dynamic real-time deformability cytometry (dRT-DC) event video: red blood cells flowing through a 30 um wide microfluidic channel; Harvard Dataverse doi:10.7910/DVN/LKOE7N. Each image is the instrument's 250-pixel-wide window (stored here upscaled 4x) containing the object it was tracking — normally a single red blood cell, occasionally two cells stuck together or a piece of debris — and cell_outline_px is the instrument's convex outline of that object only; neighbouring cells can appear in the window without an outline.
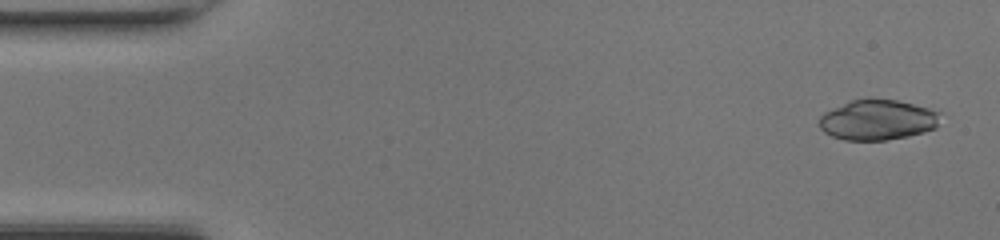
{"species": "common noctule bat (a hibernating species)", "species_latin": "Nyctalus noctula", "temperature_condition": "room temperature", "stored_images_in_passage": 41, "camera_frame_rate_fps": 3000, "um_per_image_px": 0.085, "animal": {"sex": "female", "body_mass_g": 17.0, "forearm_length_mm": 48.0}, "frame": {"image": 1, "passage_image": 2, "time_ms": 0.333, "image_size_px": [1000, 240], "cell_outline_px": [[940, 112], [936, 128], [924, 132], [908, 136], [884, 140], [844, 140], [832, 136], [824, 132], [816, 124], [816, 120], [824, 112], [852, 100], [868, 96], [896, 100], [928, 108]], "centroid_in_image_um": [74.54, 10.17], "position_along_channel_um": 10.5, "area_um2": 28.84}}
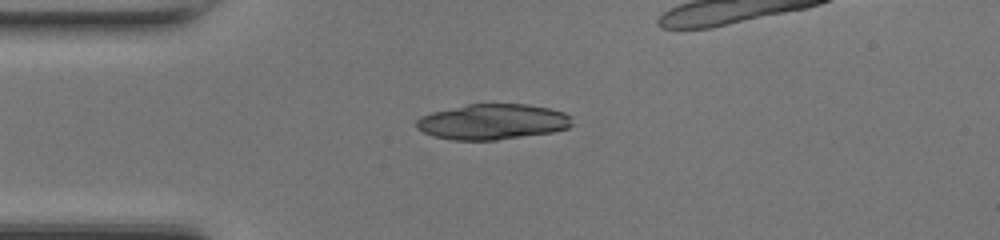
{"frame": {"image": 2, "passage_image": 12, "time_ms": 3.667, "image_size_px": [1000, 240], "cell_outline_px": [[572, 124], [568, 128], [552, 132], [496, 140], [452, 140], [432, 136], [416, 128], [416, 120], [420, 116], [432, 112], [468, 104], [528, 104], [548, 108], [564, 112], [572, 116]], "centroid_in_image_um": [41.87, 10.35], "position_along_channel_um": 43.1, "area_um2": 32.31}}